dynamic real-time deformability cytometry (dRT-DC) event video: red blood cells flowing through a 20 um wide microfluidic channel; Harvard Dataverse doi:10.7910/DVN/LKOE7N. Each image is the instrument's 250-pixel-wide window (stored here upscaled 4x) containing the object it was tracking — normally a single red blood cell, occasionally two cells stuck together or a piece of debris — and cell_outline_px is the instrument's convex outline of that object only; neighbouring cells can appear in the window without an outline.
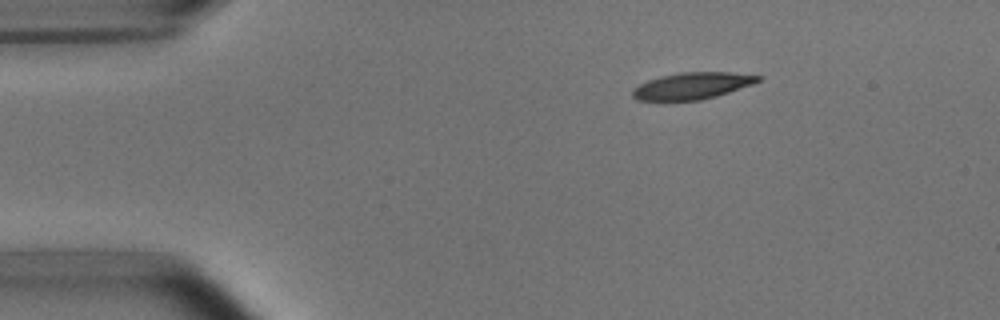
{"species": "common noctule bat (a hibernating species)", "species_latin": "Nyctalus noctula", "temperature_condition": "room temperature", "stored_images_in_passage": 8, "camera_frame_rate_fps": 3000, "um_per_image_px": 0.085, "animal": {"sex": "male", "body_mass_g": 15.6}, "frame": {"image": 1, "passage_image": 1, "time_ms": 0.0, "image_size_px": [1000, 320], "cell_outline_px": [[764, 76], [760, 80], [752, 84], [716, 96], [700, 100], [636, 100], [632, 96], [632, 88], [648, 80], [660, 76], [680, 72], [732, 72]], "centroid_in_image_um": [58.83, 7.28], "position_along_channel_um": 26.2, "area_um2": 19.48}}